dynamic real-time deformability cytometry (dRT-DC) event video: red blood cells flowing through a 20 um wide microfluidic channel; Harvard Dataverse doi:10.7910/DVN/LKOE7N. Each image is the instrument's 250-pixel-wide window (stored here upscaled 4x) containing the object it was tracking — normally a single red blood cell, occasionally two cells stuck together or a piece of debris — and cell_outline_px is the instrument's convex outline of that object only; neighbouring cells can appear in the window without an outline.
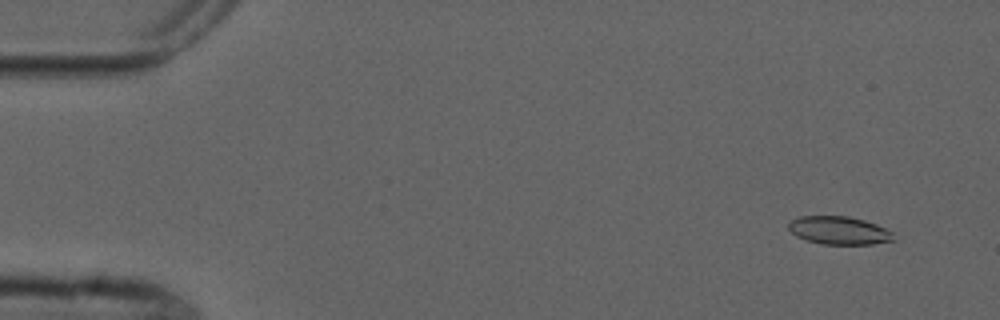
{"species": "common noctule bat (a hibernating species)", "species_latin": "Nyctalus noctula", "temperature_condition": "cold", "stored_images_in_passage": 5, "camera_frame_rate_fps": 3000, "um_per_image_px": 0.085, "animal": {"sex": "male", "forearm_length_mm": 52.5}, "frame": {"image": 1, "passage_image": 1, "time_ms": 0.0, "image_size_px": [1000, 320], "cell_outline_px": [[896, 240], [872, 244], [820, 244], [796, 236], [788, 228], [788, 224], [792, 220], [800, 216], [848, 216], [864, 220], [876, 224], [892, 232]], "centroid_in_image_um": [71.33, 19.59], "position_along_channel_um": 13.7, "area_um2": 17.11}}